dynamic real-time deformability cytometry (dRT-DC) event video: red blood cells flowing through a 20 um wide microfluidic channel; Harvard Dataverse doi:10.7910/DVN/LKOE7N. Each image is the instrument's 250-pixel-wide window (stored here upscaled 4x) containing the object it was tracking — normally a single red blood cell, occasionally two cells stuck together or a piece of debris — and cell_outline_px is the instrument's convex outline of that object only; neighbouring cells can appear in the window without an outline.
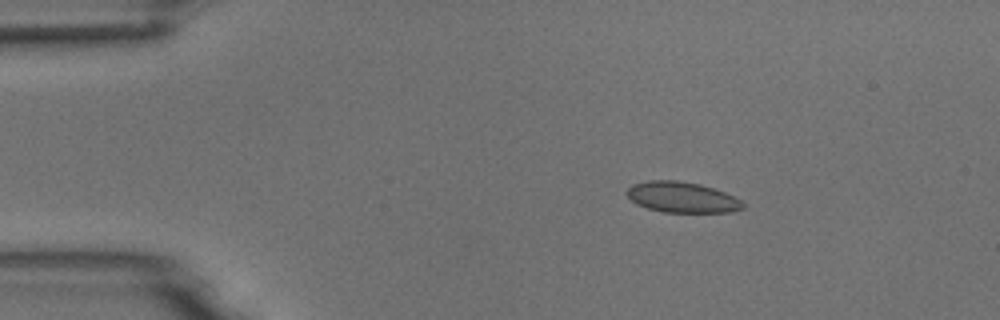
{"species": "common noctule bat (a hibernating species)", "species_latin": "Nyctalus noctula", "temperature_condition": "room temperature", "stored_images_in_passage": 47, "camera_frame_rate_fps": 3000, "um_per_image_px": 0.085, "animal": {"sex": "male", "body_mass_g": 18.8}, "frame": {"image": 1, "passage_image": 1, "time_ms": 0.0, "image_size_px": [1000, 320], "cell_outline_px": [[744, 208], [732, 212], [664, 212], [648, 208], [636, 204], [628, 196], [628, 188], [632, 184], [648, 180], [676, 180], [700, 184], [724, 192], [740, 200], [744, 204]], "centroid_in_image_um": [57.97, 16.76], "position_along_channel_um": 27.0, "area_um2": 20.58}}
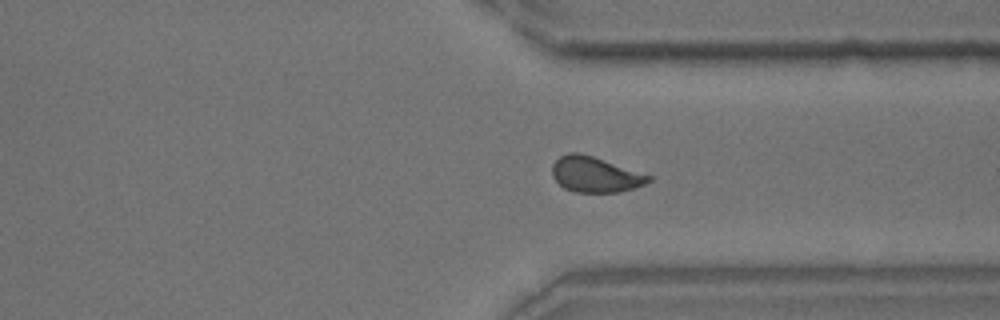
{"frame": {"image": 2, "passage_image": 33, "time_ms": 10.667, "image_size_px": [1000, 320], "cell_outline_px": [[652, 180], [636, 188], [620, 192], [576, 192], [564, 188], [552, 176], [552, 164], [560, 156], [568, 152], [580, 152], [652, 176]], "centroid_in_image_um": [50.58, 14.83], "position_along_channel_um": 360.8, "area_um2": 19.88}}
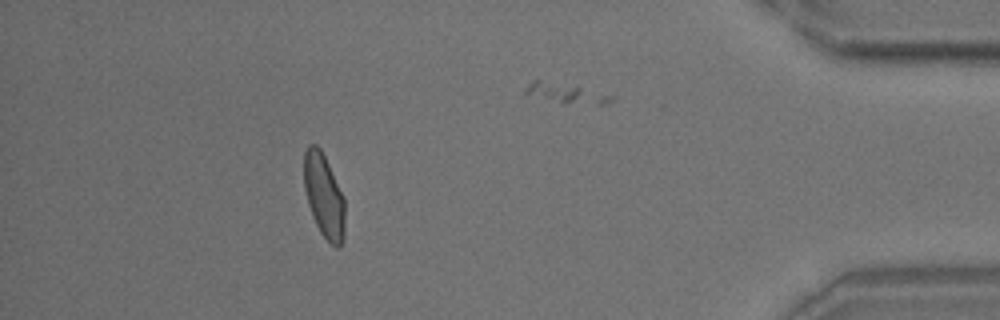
{"frame": {"image": 3, "passage_image": 41, "time_ms": 13.333, "image_size_px": [1000, 320], "cell_outline_px": [[344, 236], [340, 248], [336, 248], [320, 232], [312, 216], [308, 204], [304, 188], [304, 152], [308, 144], [316, 144], [320, 148], [344, 196]], "centroid_in_image_um": [27.53, 16.64], "position_along_channel_um": 407.7, "area_um2": 19.94}, "authors_computed_cell_mechanics": {"area_um2": 20.1144, "velocity_mm_per_s": 3.6967, "shape_relaxation_time_tau1_ms": 5.4431, "shape_relaxation_time_tau2_ms": 0.6968, "deformation_change_tau1": 0.1268, "deformation_change_tau2": 0.0502}}